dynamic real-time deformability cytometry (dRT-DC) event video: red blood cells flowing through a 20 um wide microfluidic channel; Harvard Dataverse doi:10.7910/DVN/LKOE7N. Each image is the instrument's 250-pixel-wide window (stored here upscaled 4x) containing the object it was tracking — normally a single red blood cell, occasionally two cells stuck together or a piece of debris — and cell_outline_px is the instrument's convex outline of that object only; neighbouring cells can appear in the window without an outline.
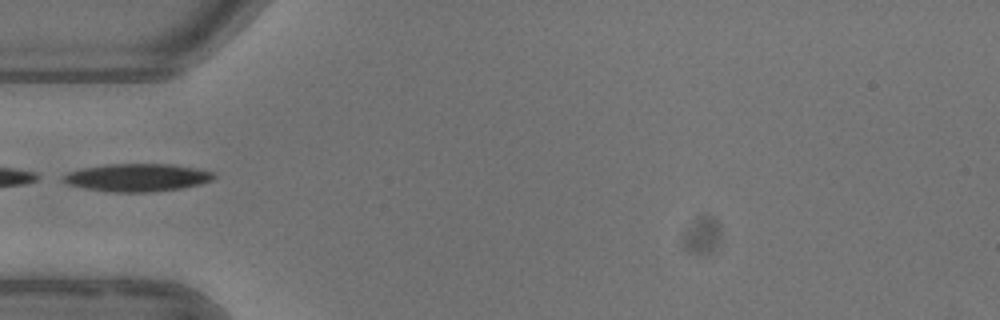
{"species": "common noctule bat (a hibernating species)", "species_latin": "Nyctalus noctula", "temperature_condition": "warm", "stored_images_in_passage": 3, "camera_frame_rate_fps": 3000, "um_per_image_px": 0.085, "animal": {"sex": "female"}, "frame": {"image": 1, "passage_image": 3, "time_ms": 3.333, "image_size_px": [1000, 320], "cell_outline_px": [[216, 176], [212, 180], [180, 188], [148, 192], [112, 192], [88, 188], [68, 184], [60, 180], [68, 172], [80, 168], [108, 164], [176, 164], [196, 168], [212, 172]], "centroid_in_image_um": [11.64, 15.08], "position_along_channel_um": 73.4, "area_um2": 24.16}}